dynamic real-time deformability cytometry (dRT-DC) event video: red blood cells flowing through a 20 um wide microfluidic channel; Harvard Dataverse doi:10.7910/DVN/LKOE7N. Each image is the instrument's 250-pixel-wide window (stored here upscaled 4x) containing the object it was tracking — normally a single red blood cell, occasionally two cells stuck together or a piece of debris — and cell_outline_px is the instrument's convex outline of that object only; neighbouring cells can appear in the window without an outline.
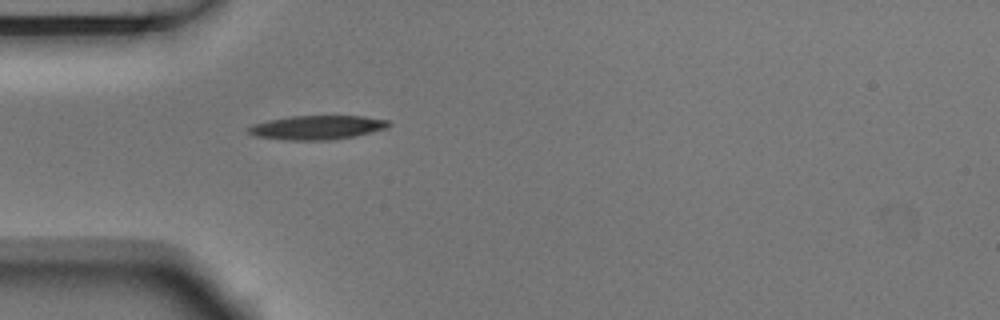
{"species": "Egyptian fruit bat (a non-hibernating species)", "species_latin": "Rousettus aegyptiacus", "temperature_condition": "room temperature", "stored_images_in_passage": 1, "camera_frame_rate_fps": 3000, "um_per_image_px": 0.085, "animal": {"sex": "male"}, "frame": {"image": 1, "passage_image": 1, "time_ms": 0.0, "image_size_px": [1000, 320], "cell_outline_px": [[392, 124], [388, 128], [372, 132], [352, 136], [328, 140], [284, 140], [256, 136], [248, 132], [244, 128], [252, 124], [268, 120], [292, 116], [364, 116], [388, 120]], "centroid_in_image_um": [26.93, 10.83], "position_along_channel_um": 58.1, "area_um2": 19.71}}